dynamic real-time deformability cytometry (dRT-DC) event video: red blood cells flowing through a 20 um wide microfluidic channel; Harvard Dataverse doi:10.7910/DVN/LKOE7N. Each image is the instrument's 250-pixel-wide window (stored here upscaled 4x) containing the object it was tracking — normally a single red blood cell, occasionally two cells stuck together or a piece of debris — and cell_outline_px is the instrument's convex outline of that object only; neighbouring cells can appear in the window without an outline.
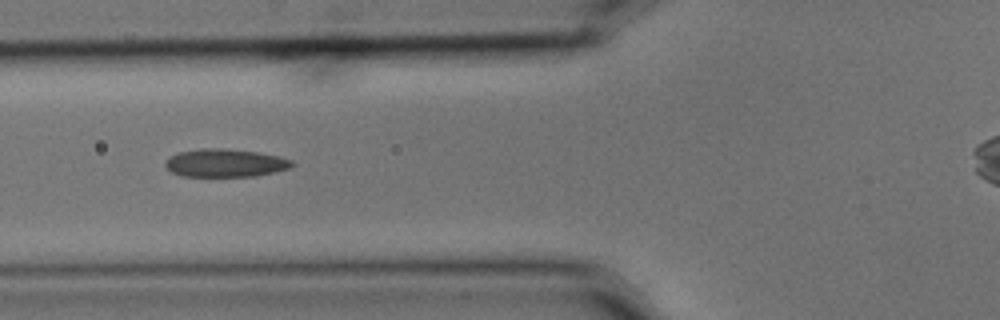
{"species": "common noctule bat (a hibernating species)", "species_latin": "Nyctalus noctula", "temperature_condition": "cold", "stored_images_in_passage": 10, "camera_frame_rate_fps": 3000, "um_per_image_px": 0.085, "animal": {"sex": "male", "body_mass_g": 15.6}, "frame": {"image": 1, "passage_image": 6, "time_ms": 1.667, "image_size_px": [1000, 320], "cell_outline_px": [[296, 164], [292, 168], [276, 172], [256, 176], [180, 176], [172, 172], [164, 164], [168, 156], [176, 152], [204, 148], [224, 148], [256, 152], [276, 156], [292, 160]], "centroid_in_image_um": [19.14, 13.85], "position_along_channel_um": 106.7, "area_um2": 20.87}}
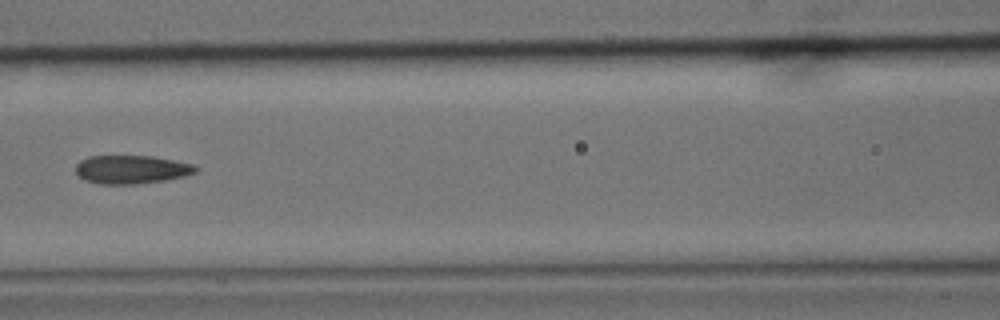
{"frame": {"image": 2, "passage_image": 7, "time_ms": 2.0, "image_size_px": [1000, 320], "cell_outline_px": [[200, 168], [196, 172], [184, 176], [168, 180], [136, 184], [100, 184], [84, 180], [76, 172], [76, 164], [80, 160], [88, 156], [152, 156], [192, 164]], "centroid_in_image_um": [11.17, 14.41], "position_along_channel_um": 155.4, "area_um2": 19.94}}